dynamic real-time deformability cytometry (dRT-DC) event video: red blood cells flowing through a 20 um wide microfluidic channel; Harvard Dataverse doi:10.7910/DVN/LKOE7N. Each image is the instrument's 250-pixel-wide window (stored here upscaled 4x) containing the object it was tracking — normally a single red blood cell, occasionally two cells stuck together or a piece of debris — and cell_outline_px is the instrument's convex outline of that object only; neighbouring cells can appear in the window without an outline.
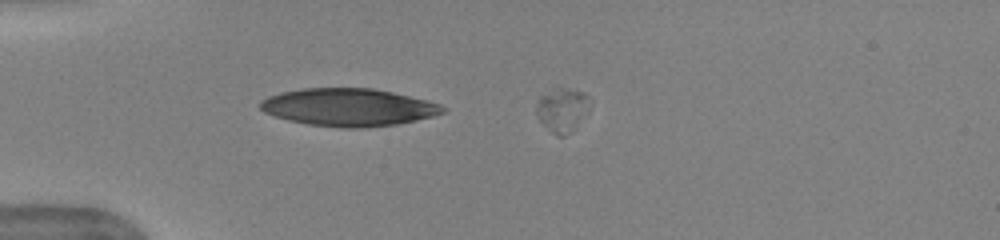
{"species": "human", "species_latin": "Homo sapiens", "temperature_condition": "warm", "stored_images_in_passage": 6, "camera_frame_rate_fps": 3000, "um_per_image_px": 0.085, "donor": {"sex": "female"}, "frame": {"image": 1, "passage_image": 4, "time_ms": 1.0, "image_size_px": [1000, 240], "cell_outline_px": [[444, 112], [432, 116], [416, 120], [396, 124], [364, 128], [340, 128], [308, 124], [288, 120], [264, 112], [260, 108], [260, 100], [268, 96], [280, 92], [300, 88], [372, 88], [392, 92], [440, 104], [444, 108]], "centroid_in_image_um": [29.57, 9.12], "position_along_channel_um": 55.4, "area_um2": 39.88}}